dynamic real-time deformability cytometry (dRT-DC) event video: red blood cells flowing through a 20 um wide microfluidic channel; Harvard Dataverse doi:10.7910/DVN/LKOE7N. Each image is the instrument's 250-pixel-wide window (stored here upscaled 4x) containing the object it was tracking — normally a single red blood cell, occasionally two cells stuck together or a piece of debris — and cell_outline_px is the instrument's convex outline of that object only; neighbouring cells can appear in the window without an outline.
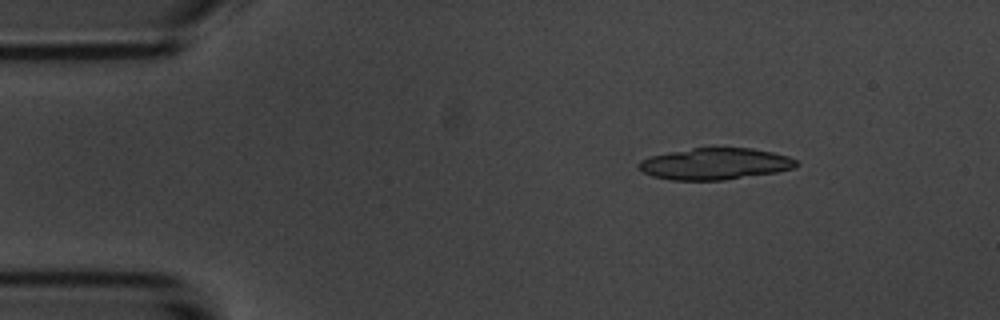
{"species": "common noctule bat (a hibernating species)", "species_latin": "Nyctalus noctula", "temperature_condition": "room temperature", "stored_images_in_passage": 4, "camera_frame_rate_fps": 3000, "um_per_image_px": 0.085, "animal": {"sex": "male", "body_mass_g": 20.1, "forearm_length_mm": 53.5}, "frame": {"image": 1, "passage_image": 2, "time_ms": 1.0, "image_size_px": [1000, 320], "cell_outline_px": [[800, 164], [796, 168], [776, 172], [724, 180], [672, 180], [652, 176], [644, 172], [636, 164], [640, 160], [648, 156], [692, 148], [752, 148], [772, 152], [788, 156], [796, 160]], "centroid_in_image_um": [60.78, 13.93], "position_along_channel_um": 24.2, "area_um2": 29.02}}